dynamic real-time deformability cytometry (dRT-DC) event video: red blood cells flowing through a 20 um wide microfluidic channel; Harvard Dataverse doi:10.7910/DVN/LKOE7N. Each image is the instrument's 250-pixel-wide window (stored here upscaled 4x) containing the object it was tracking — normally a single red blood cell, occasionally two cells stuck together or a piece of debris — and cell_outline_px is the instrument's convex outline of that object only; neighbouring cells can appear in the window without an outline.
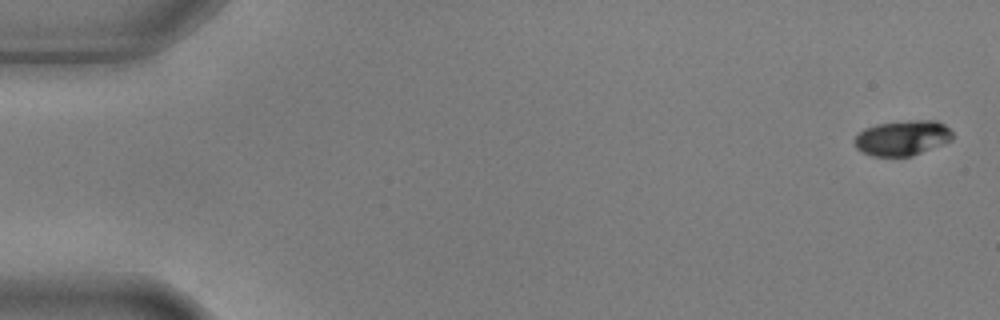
{"species": "common noctule bat (a hibernating species)", "species_latin": "Nyctalus noctula", "temperature_condition": "warm", "stored_images_in_passage": 5, "camera_frame_rate_fps": 3000, "um_per_image_px": 0.085, "animal": {"sex": "male", "body_mass_g": 17.9, "forearm_length_mm": 54.2}, "frame": {"image": 1, "passage_image": 1, "time_ms": 0.0, "image_size_px": [1000, 320], "cell_outline_px": [[952, 140], [912, 156], [872, 156], [860, 152], [856, 148], [852, 140], [864, 128], [876, 124], [908, 120], [936, 120], [944, 124], [952, 132]], "centroid_in_image_um": [76.66, 11.72], "position_along_channel_um": 8.3, "area_um2": 20.23}}
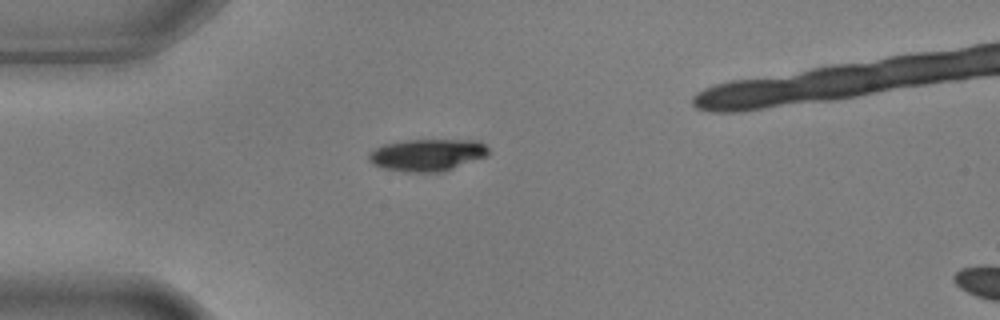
{"frame": {"image": 2, "passage_image": 5, "time_ms": 1.333, "image_size_px": [1000, 320], "cell_outline_px": [[488, 156], [444, 172], [404, 172], [384, 168], [372, 164], [368, 160], [368, 152], [384, 144], [404, 140], [480, 140], [488, 148]], "centroid_in_image_um": [36.33, 13.17], "position_along_channel_um": 48.7, "area_um2": 22.66}}